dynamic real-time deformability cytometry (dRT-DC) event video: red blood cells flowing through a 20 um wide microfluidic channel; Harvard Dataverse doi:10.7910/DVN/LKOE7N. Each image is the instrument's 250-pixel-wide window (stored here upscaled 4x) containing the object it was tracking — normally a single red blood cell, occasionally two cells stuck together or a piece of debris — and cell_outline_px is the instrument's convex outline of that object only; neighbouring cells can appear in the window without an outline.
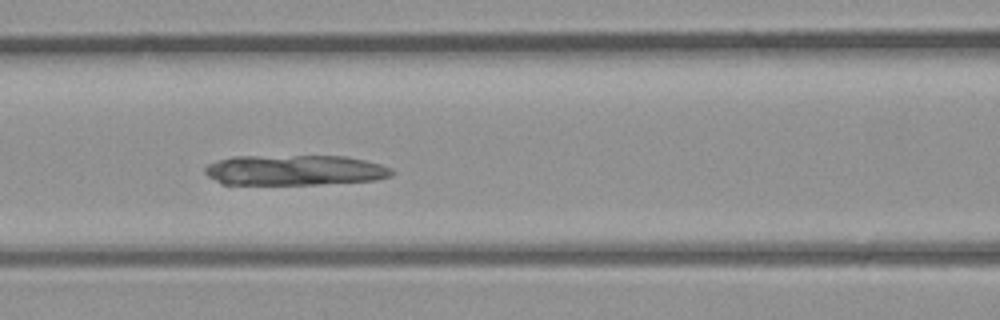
{"species": "common noctule bat (a hibernating species)", "species_latin": "Nyctalus noctula", "temperature_condition": "room temperature", "stored_images_in_passage": 30, "camera_frame_rate_fps": 3000, "um_per_image_px": 0.085, "animal": {"sex": "male", "body_mass_g": 23.1, "forearm_length_mm": 52.7}, "frame": {"image": 1, "passage_image": 10, "time_ms": 3.0, "image_size_px": [1000, 320], "cell_outline_px": [[392, 176], [376, 180], [316, 184], [220, 184], [208, 176], [204, 172], [204, 168], [208, 164], [232, 156], [348, 156], [380, 164], [392, 168]], "centroid_in_image_um": [25.04, 14.46], "position_along_channel_um": 141.6, "area_um2": 33.06}}
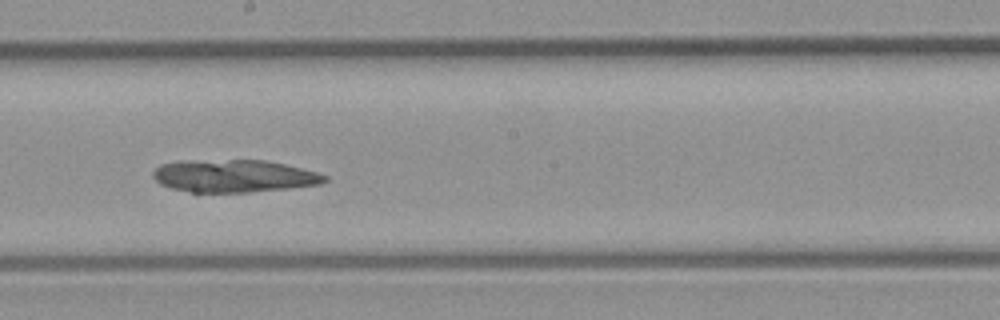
{"frame": {"image": 2, "passage_image": 15, "time_ms": 4.667, "image_size_px": [1000, 320], "cell_outline_px": [[328, 180], [320, 184], [288, 188], [248, 192], [192, 192], [172, 188], [160, 184], [152, 176], [152, 172], [160, 164], [180, 160], [264, 160], [284, 164], [316, 172], [328, 176]], "centroid_in_image_um": [19.85, 14.95], "position_along_channel_um": 228.4, "area_um2": 32.54}}
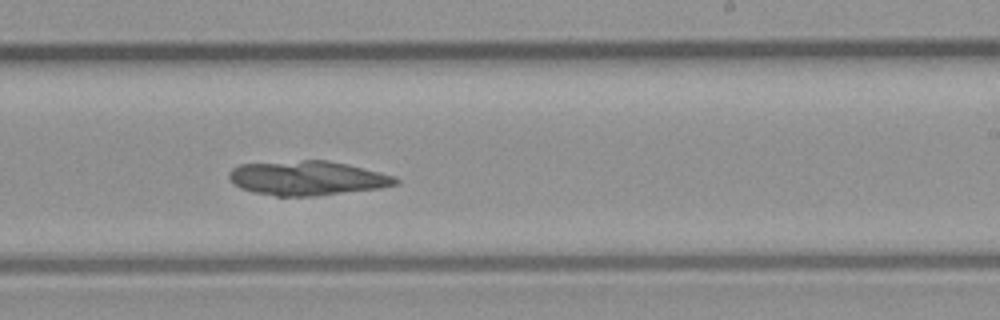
{"frame": {"image": 3, "passage_image": 17, "time_ms": 5.333, "image_size_px": [1000, 320], "cell_outline_px": [[400, 180], [396, 184], [380, 188], [312, 196], [276, 196], [252, 192], [240, 188], [232, 184], [228, 176], [228, 172], [232, 168], [240, 164], [304, 160], [328, 160], [348, 164], [396, 176]], "centroid_in_image_um": [26.09, 15.13], "position_along_channel_um": 262.9, "area_um2": 33.47}}